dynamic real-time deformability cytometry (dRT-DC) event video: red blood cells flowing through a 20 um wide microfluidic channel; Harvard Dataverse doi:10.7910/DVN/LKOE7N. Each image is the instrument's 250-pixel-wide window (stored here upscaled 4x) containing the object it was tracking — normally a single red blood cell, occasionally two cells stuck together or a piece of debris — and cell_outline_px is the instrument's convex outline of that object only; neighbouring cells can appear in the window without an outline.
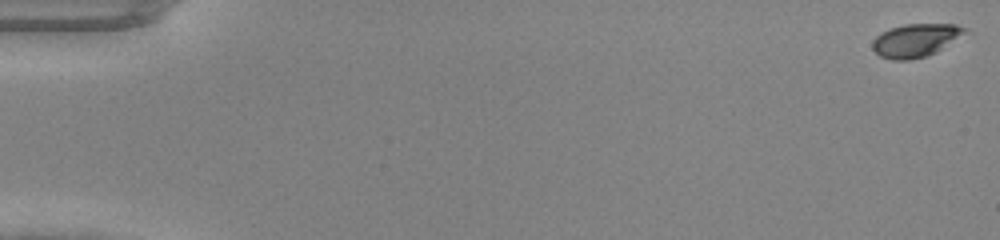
{"species": "common noctule bat (a hibernating species)", "species_latin": "Nyctalus noctula", "temperature_condition": "warm", "stored_images_in_passage": 49, "camera_frame_rate_fps": 3000, "um_per_image_px": 0.085, "animal": {"sex": "male", "body_mass_g": 20.0, "forearm_length_mm": 53.3}, "frame": {"image": 1, "passage_image": 1, "time_ms": 0.0, "image_size_px": [1000, 240], "cell_outline_px": [[968, 28], [964, 32], [936, 52], [924, 56], [908, 60], [892, 60], [880, 56], [872, 48], [872, 40], [880, 32], [888, 28], [904, 24], [956, 24]], "centroid_in_image_um": [77.74, 3.41], "position_along_channel_um": 7.3, "area_um2": 17.63}}
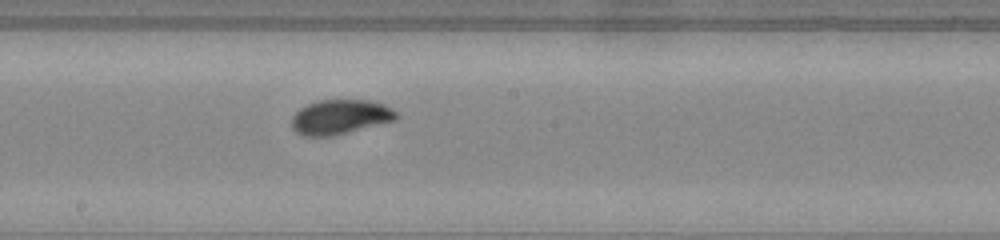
{"frame": {"image": 2, "passage_image": 28, "time_ms": 9.0, "image_size_px": [1000, 240], "cell_outline_px": [[400, 116], [396, 120], [336, 136], [304, 136], [296, 132], [292, 128], [292, 116], [300, 108], [316, 100], [368, 100], [384, 104], [396, 112]], "centroid_in_image_um": [28.92, 9.95], "position_along_channel_um": 219.3, "area_um2": 21.33}}
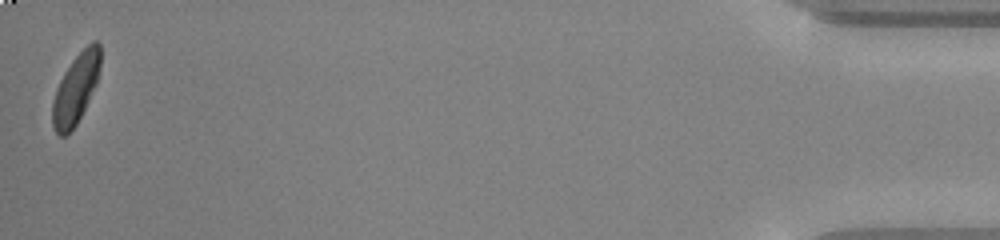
{"frame": {"image": 3, "passage_image": 49, "time_ms": 16.0, "image_size_px": [1000, 240], "cell_outline_px": [[100, 64], [96, 84], [76, 124], [64, 136], [60, 136], [56, 132], [52, 124], [52, 100], [56, 88], [64, 72], [72, 60], [92, 40], [96, 40], [100, 44]], "centroid_in_image_um": [6.43, 7.51], "position_along_channel_um": 428.8, "area_um2": 19.19}}